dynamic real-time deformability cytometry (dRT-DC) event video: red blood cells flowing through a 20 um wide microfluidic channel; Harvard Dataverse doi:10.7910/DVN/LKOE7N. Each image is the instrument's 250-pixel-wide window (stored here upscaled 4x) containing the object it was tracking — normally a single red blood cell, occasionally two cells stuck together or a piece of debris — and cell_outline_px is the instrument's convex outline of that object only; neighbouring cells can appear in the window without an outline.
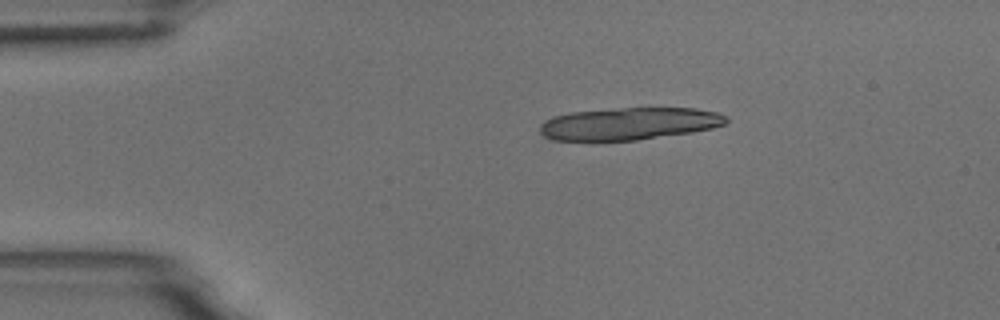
{"species": "common noctule bat (a hibernating species)", "species_latin": "Nyctalus noctula", "temperature_condition": "room temperature", "stored_images_in_passage": 12, "camera_frame_rate_fps": 3000, "um_per_image_px": 0.085, "animal": {"sex": "male", "body_mass_g": 18.8}, "frame": {"image": 1, "passage_image": 4, "time_ms": 1.0, "image_size_px": [1000, 320], "cell_outline_px": [[728, 120], [724, 124], [712, 128], [692, 132], [636, 140], [552, 140], [544, 136], [540, 132], [540, 124], [544, 120], [552, 116], [572, 112], [620, 108], [696, 108], [716, 112], [728, 116]], "centroid_in_image_um": [53.47, 10.51], "position_along_channel_um": 31.5, "area_um2": 35.03}}